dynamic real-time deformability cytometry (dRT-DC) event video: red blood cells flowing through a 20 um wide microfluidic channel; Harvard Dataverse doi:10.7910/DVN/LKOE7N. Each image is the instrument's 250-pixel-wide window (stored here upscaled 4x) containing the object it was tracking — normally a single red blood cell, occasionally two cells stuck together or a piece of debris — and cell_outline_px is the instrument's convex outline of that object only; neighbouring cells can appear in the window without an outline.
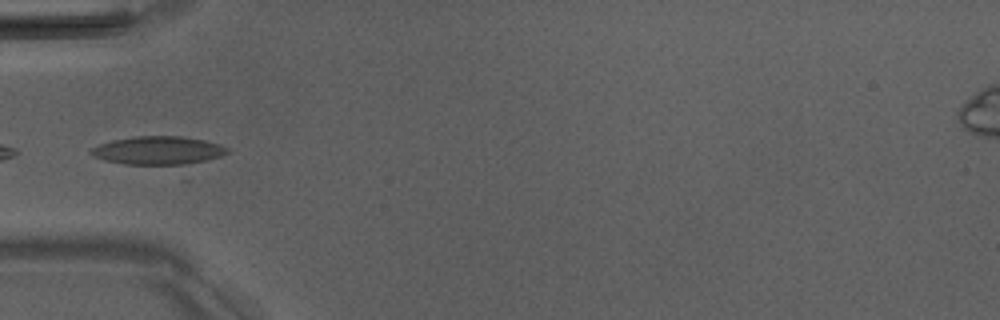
{"species": "Egyptian fruit bat (a non-hibernating species)", "species_latin": "Rousettus aegyptiacus", "temperature_condition": "room temperature", "stored_images_in_passage": 5, "camera_frame_rate_fps": 3000, "um_per_image_px": 0.085, "animal": {"sex": "male"}, "frame": {"image": 1, "passage_image": 5, "time_ms": 5.667, "image_size_px": [1000, 320], "cell_outline_px": [[228, 152], [220, 156], [208, 160], [180, 168], [176, 168], [124, 164], [104, 160], [92, 156], [88, 152], [92, 148], [100, 144], [112, 140], [132, 136], [180, 136], [204, 140], [220, 144], [228, 148]], "centroid_in_image_um": [13.46, 12.84], "position_along_channel_um": 71.5, "area_um2": 23.58}}